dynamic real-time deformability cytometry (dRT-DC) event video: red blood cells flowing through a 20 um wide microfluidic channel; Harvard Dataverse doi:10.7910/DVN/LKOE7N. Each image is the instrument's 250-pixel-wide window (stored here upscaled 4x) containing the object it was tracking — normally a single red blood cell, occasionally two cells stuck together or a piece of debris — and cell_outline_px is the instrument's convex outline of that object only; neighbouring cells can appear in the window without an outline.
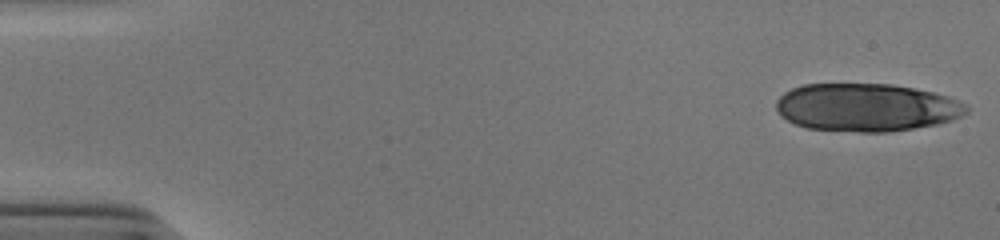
{"species": "human", "species_latin": "Homo sapiens", "temperature_condition": "cold", "stored_images_in_passage": 16, "camera_frame_rate_fps": 3000, "um_per_image_px": 0.085, "donor": {"sex": "male"}, "frame": {"image": 1, "passage_image": 1, "time_ms": 0.0, "image_size_px": [1000, 240], "cell_outline_px": [[968, 112], [952, 120], [936, 124], [888, 132], [860, 132], [808, 128], [796, 124], [780, 116], [776, 108], [776, 100], [784, 92], [792, 88], [804, 84], [892, 84], [932, 92], [948, 96], [964, 104], [968, 108]], "centroid_in_image_um": [73.62, 9.13], "position_along_channel_um": 11.4, "area_um2": 52.94}}